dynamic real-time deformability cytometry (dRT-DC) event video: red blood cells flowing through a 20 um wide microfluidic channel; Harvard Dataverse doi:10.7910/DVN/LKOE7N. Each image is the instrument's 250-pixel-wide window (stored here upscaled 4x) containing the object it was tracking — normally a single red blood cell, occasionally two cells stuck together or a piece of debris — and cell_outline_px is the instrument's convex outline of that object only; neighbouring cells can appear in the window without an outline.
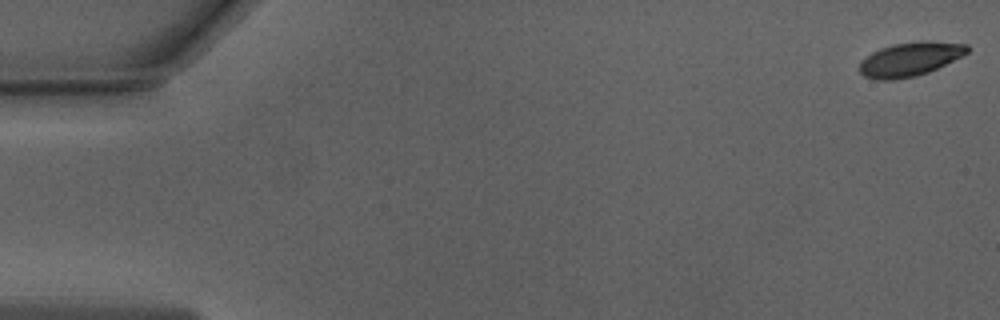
{"species": "Egyptian fruit bat (a non-hibernating species)", "species_latin": "Rousettus aegyptiacus", "temperature_condition": "warm", "stored_images_in_passage": 8, "camera_frame_rate_fps": 3000, "um_per_image_px": 0.085, "animal": {"sex": "male"}, "frame": {"image": 1, "passage_image": 1, "time_ms": 0.0, "image_size_px": [1000, 320], "cell_outline_px": [[968, 52], [928, 72], [916, 76], [896, 80], [876, 80], [864, 76], [856, 68], [860, 60], [872, 52], [880, 48], [892, 44], [920, 40], [928, 40], [968, 44]], "centroid_in_image_um": [77.27, 5.02], "position_along_channel_um": 7.7, "area_um2": 21.56}}